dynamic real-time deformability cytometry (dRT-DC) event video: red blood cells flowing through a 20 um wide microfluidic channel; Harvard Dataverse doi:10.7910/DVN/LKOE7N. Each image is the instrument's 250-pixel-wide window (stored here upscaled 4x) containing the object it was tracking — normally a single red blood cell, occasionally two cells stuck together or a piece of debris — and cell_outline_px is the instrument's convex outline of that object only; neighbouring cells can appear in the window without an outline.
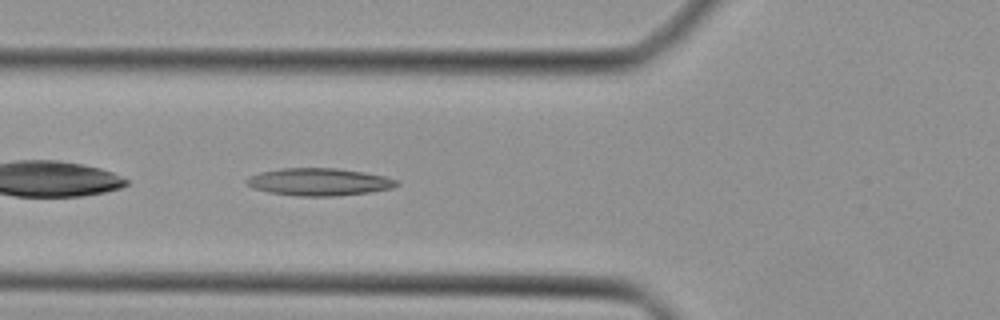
{"species": "Egyptian fruit bat (a non-hibernating species)", "species_latin": "Rousettus aegyptiacus", "temperature_condition": "cold", "stored_images_in_passage": 32, "camera_frame_rate_fps": 3000, "um_per_image_px": 0.085, "animal": {"sex": "female"}, "frame": {"image": 1, "passage_image": 5, "time_ms": 1.333, "image_size_px": [1000, 320], "cell_outline_px": [[400, 184], [392, 188], [368, 192], [336, 196], [300, 196], [268, 192], [252, 188], [244, 180], [248, 176], [260, 172], [280, 168], [336, 168], [364, 172], [384, 176], [396, 180]], "centroid_in_image_um": [27.08, 15.46], "position_along_channel_um": 98.7, "area_um2": 23.99}}
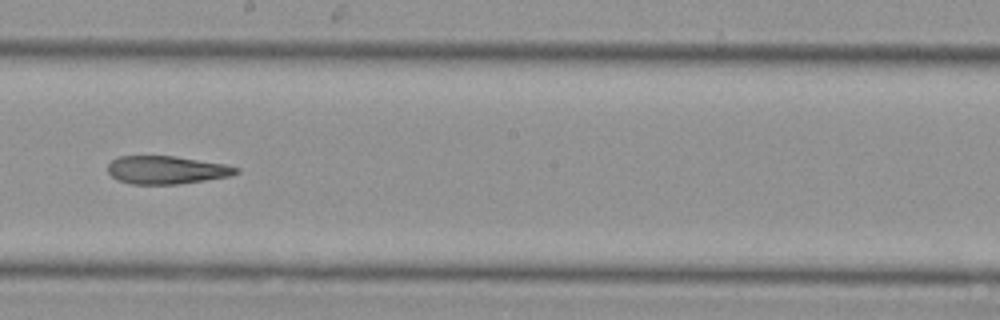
{"frame": {"image": 2, "passage_image": 14, "time_ms": 4.333, "image_size_px": [1000, 320], "cell_outline_px": [[240, 172], [232, 176], [180, 184], [132, 184], [116, 180], [108, 172], [108, 164], [112, 160], [120, 156], [176, 156], [228, 164], [240, 168]], "centroid_in_image_um": [14.21, 14.44], "position_along_channel_um": 234.0, "area_um2": 21.27}}
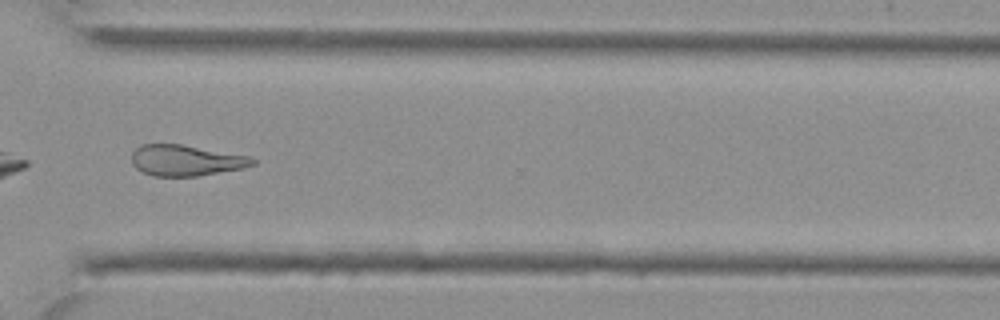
{"frame": {"image": 3, "passage_image": 22, "time_ms": 7.0, "image_size_px": [1000, 320], "cell_outline_px": [[256, 164], [244, 168], [196, 176], [152, 176], [136, 168], [132, 164], [132, 152], [140, 144], [180, 144], [248, 156], [256, 160]], "centroid_in_image_um": [15.78, 13.63], "position_along_channel_um": 354.8, "area_um2": 21.68}}